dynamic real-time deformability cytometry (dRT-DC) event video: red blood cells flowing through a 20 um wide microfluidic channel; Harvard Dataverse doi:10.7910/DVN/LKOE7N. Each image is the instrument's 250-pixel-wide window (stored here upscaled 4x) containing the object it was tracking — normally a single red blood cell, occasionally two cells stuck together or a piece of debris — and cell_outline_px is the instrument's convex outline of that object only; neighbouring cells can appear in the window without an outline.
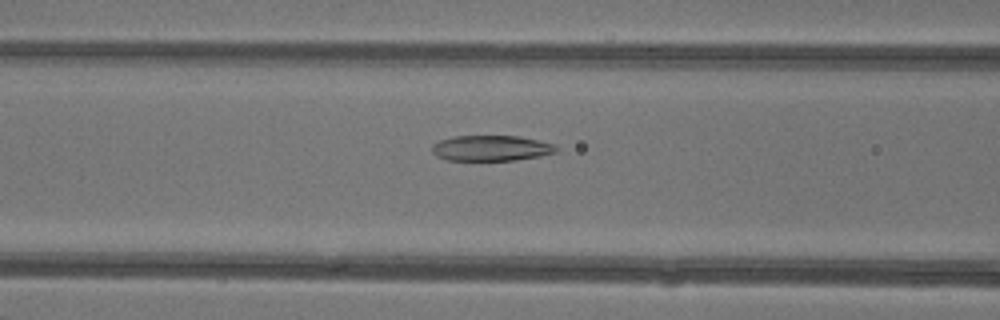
{"species": "common noctule bat (a hibernating species)", "species_latin": "Nyctalus noctula", "temperature_condition": "warm", "stored_images_in_passage": 48, "camera_frame_rate_fps": 3000, "um_per_image_px": 0.085, "animal": {"sex": "female"}, "frame": {"image": 1, "passage_image": 20, "time_ms": 6.333, "image_size_px": [1000, 320], "cell_outline_px": [[560, 148], [556, 152], [540, 156], [516, 160], [448, 160], [436, 156], [432, 152], [432, 144], [440, 140], [452, 136], [520, 136], [556, 144]], "centroid_in_image_um": [41.78, 12.59], "position_along_channel_um": 124.8, "area_um2": 18.67}}
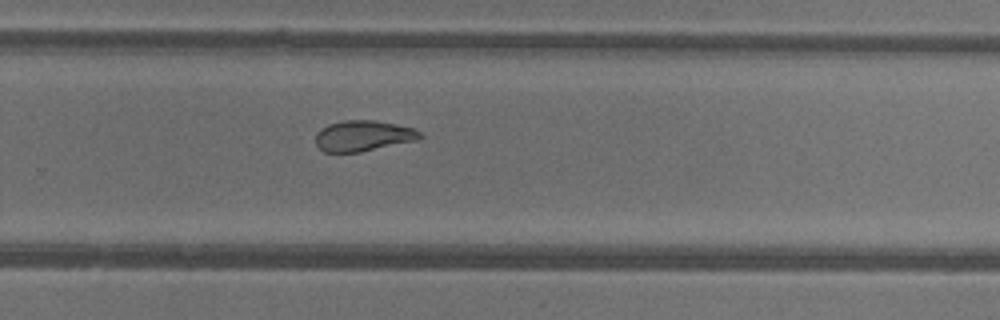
{"frame": {"image": 2, "passage_image": 32, "time_ms": 10.333, "image_size_px": [1000, 320], "cell_outline_px": [[424, 136], [416, 140], [360, 152], [324, 152], [316, 144], [316, 132], [328, 124], [344, 120], [376, 120], [396, 124], [412, 128], [420, 132]], "centroid_in_image_um": [30.86, 11.54], "position_along_channel_um": 298.9, "area_um2": 18.61}}
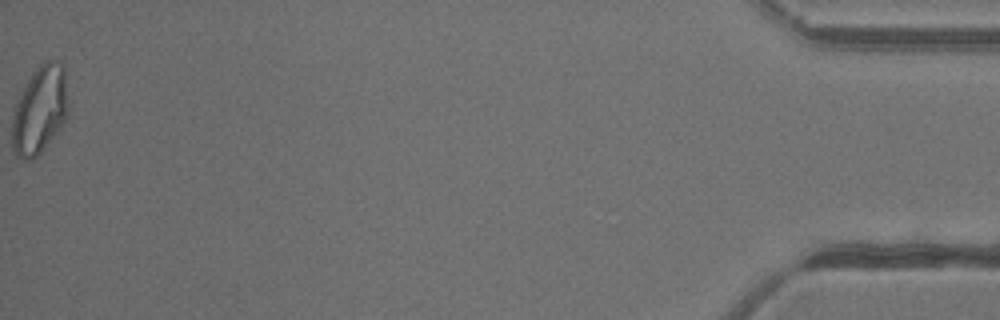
{"frame": {"image": 3, "passage_image": 48, "time_ms": 15.667, "image_size_px": [1000, 320], "cell_outline_px": [[68, 116], [56, 132], [40, 152], [32, 160], [24, 160], [16, 156], [12, 148], [12, 112], [28, 80], [36, 68], [44, 60], [60, 60], [64, 68], [68, 104]], "centroid_in_image_um": [3.38, 9.34], "position_along_channel_um": 431.8, "area_um2": 28.61}, "authors_computed_cell_mechanics": {"area_um2": 21.8773, "velocity_mm_per_s": 4.3669, "shape_relaxation_time_tau1_ms": 9.2408, "shape_relaxation_time_tau2_ms": 2.4804, "deformation_change_tau1": 0.218, "deformation_change_tau2": 0.092}}